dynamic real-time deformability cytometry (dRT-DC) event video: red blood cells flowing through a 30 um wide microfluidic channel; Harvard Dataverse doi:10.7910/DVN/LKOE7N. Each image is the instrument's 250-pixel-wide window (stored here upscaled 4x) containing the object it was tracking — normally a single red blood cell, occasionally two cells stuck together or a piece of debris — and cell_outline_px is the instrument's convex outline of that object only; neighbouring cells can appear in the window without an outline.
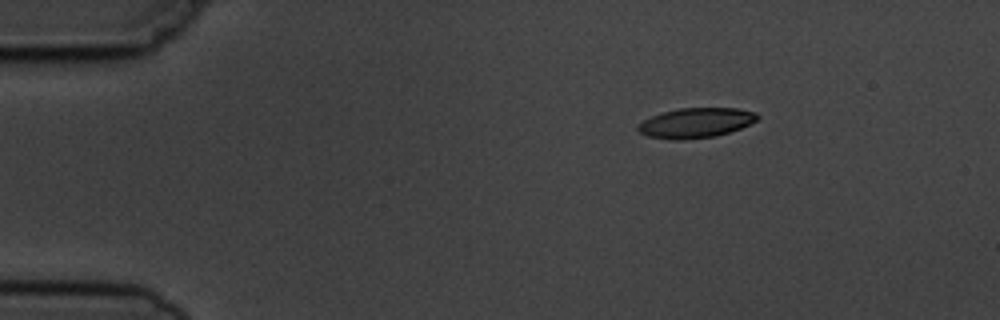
{"species": "common noctule bat (a hibernating species)", "species_latin": "Nyctalus noctula", "temperature_condition": "cold", "stored_images_in_passage": 3, "camera_frame_rate_fps": 3000, "um_per_image_px": 0.085, "animal": {"sex": "male", "body_mass_g": 19.5, "forearm_length_mm": 54.6}, "frame": {"image": 1, "passage_image": 1, "time_ms": 0.0, "image_size_px": [1000, 320], "cell_outline_px": [[760, 116], [756, 120], [740, 128], [716, 136], [680, 140], [672, 140], [648, 136], [640, 132], [636, 128], [636, 124], [652, 116], [664, 112], [680, 108], [736, 108], [756, 112]], "centroid_in_image_um": [59.12, 10.44], "position_along_channel_um": 25.9, "area_um2": 20.69}}